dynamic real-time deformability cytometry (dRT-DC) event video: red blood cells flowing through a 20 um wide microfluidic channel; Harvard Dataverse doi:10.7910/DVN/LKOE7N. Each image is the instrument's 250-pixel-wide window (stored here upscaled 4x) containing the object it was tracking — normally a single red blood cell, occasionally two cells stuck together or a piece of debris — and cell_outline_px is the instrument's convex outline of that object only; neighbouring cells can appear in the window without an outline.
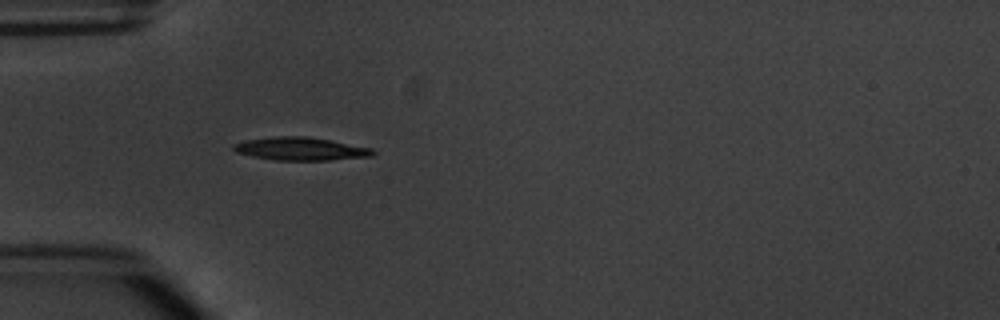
{"species": "common noctule bat (a hibernating species)", "species_latin": "Nyctalus noctula", "temperature_condition": "warm", "stored_images_in_passage": 4, "camera_frame_rate_fps": 3000, "um_per_image_px": 0.085, "animal": {"sex": "male", "body_mass_g": 20.1, "forearm_length_mm": 53.5}, "frame": {"image": 1, "passage_image": 4, "time_ms": 4.333, "image_size_px": [1000, 320], "cell_outline_px": [[376, 152], [372, 156], [328, 160], [276, 160], [252, 156], [236, 152], [232, 148], [232, 144], [244, 140], [276, 136], [308, 136], [372, 148]], "centroid_in_image_um": [25.53, 12.64], "position_along_channel_um": 59.5, "area_um2": 18.67}}